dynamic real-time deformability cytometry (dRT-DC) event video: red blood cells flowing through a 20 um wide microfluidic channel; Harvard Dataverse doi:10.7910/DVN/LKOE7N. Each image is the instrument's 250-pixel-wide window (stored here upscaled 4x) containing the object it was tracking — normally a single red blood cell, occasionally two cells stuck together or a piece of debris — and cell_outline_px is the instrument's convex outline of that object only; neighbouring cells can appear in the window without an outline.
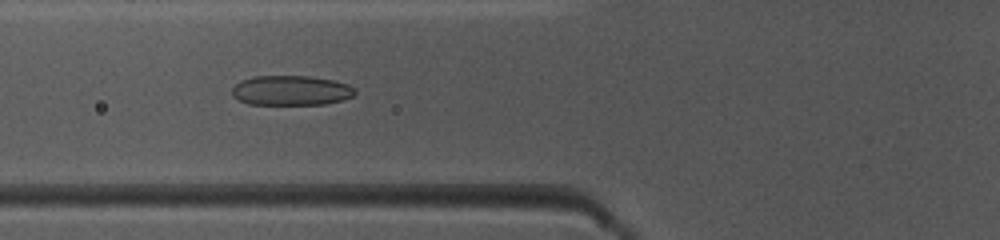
{"species": "common noctule bat (a hibernating species)", "species_latin": "Nyctalus noctula", "temperature_condition": "warm", "stored_images_in_passage": 48, "camera_frame_rate_fps": 3000, "um_per_image_px": 0.085, "animal": {"sex": "female", "body_mass_g": 10.0, "forearm_length_mm": 53.1}, "frame": {"image": 1, "passage_image": 19, "time_ms": 6.0, "image_size_px": [1000, 240], "cell_outline_px": [[356, 92], [352, 96], [340, 100], [324, 104], [248, 104], [232, 96], [232, 88], [240, 80], [252, 76], [308, 76], [332, 80], [348, 84]], "centroid_in_image_um": [24.69, 7.68], "position_along_channel_um": 101.1, "area_um2": 21.21}}
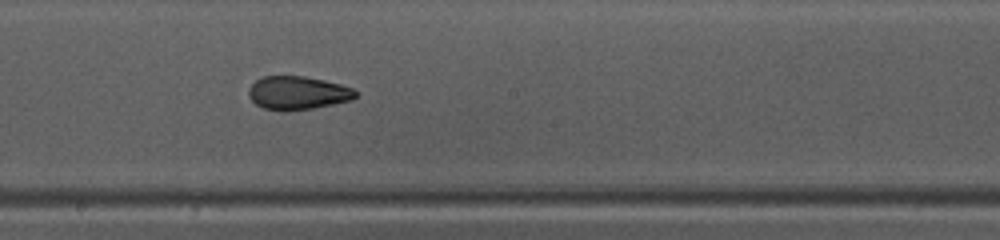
{"frame": {"image": 2, "passage_image": 28, "time_ms": 9.0, "image_size_px": [1000, 240], "cell_outline_px": [[356, 96], [352, 100], [312, 108], [288, 112], [264, 108], [256, 104], [248, 96], [248, 88], [260, 76], [304, 76], [324, 80], [356, 88]], "centroid_in_image_um": [25.3, 7.89], "position_along_channel_um": 222.9, "area_um2": 20.98}}
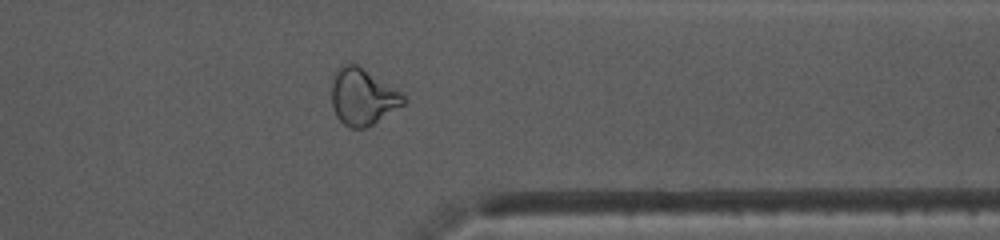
{"frame": {"image": 3, "passage_image": 40, "time_ms": 13.0, "image_size_px": [1000, 240], "cell_outline_px": [[404, 104], [372, 124], [364, 128], [348, 128], [336, 116], [332, 104], [332, 80], [336, 68], [340, 64], [356, 64], [400, 92], [404, 96]], "centroid_in_image_um": [30.77, 8.23], "position_along_channel_um": 380.6, "area_um2": 23.24}}